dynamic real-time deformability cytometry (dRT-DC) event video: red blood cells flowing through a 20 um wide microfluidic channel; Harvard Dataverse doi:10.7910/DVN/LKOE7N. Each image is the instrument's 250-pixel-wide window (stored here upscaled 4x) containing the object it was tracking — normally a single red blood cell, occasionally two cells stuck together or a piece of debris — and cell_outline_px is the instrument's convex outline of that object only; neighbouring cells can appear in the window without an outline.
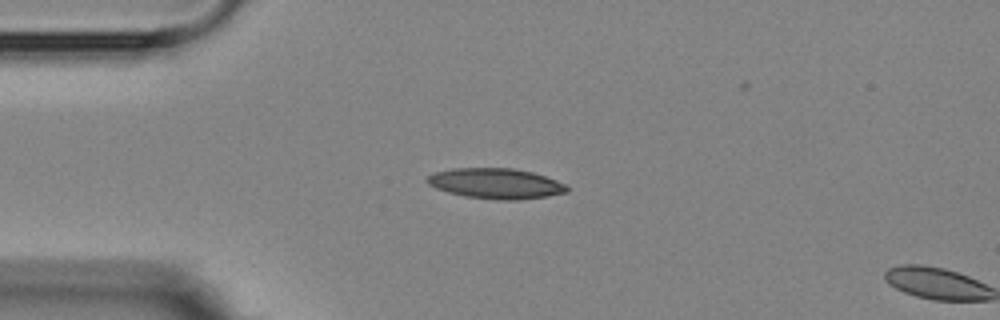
{"species": "Egyptian fruit bat (a non-hibernating species)", "species_latin": "Rousettus aegyptiacus", "temperature_condition": "room temperature", "stored_images_in_passage": 2, "camera_frame_rate_fps": 3000, "um_per_image_px": 0.085, "animal": {"sex": "female"}, "frame": {"image": 1, "passage_image": 1, "time_ms": 0.0, "image_size_px": [1000, 320], "cell_outline_px": [[568, 192], [548, 196], [516, 200], [496, 200], [464, 196], [448, 192], [436, 188], [428, 184], [424, 180], [432, 172], [452, 168], [512, 168], [532, 172], [556, 180], [564, 184], [568, 188]], "centroid_in_image_um": [42.1, 15.6], "position_along_channel_um": 42.9, "area_um2": 24.85}}